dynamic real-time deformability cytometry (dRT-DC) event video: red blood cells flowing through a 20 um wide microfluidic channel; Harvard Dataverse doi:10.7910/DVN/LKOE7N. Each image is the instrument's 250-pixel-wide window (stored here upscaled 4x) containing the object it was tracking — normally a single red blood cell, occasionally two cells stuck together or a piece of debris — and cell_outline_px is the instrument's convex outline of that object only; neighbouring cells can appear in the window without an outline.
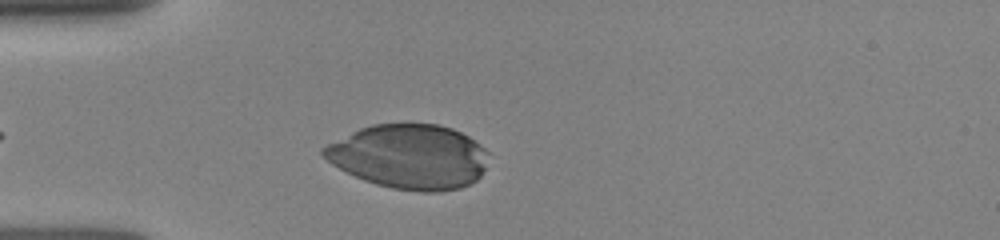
{"species": "human", "species_latin": "Homo sapiens", "temperature_condition": "room temperature", "stored_images_in_passage": 28, "camera_frame_rate_fps": 3000, "um_per_image_px": 0.085, "donor": {"sex": "female"}, "frame": {"image": 1, "passage_image": 4, "time_ms": 1.333, "image_size_px": [1000, 240], "cell_outline_px": [[488, 152], [484, 168], [480, 176], [476, 180], [460, 188], [440, 192], [420, 192], [392, 188], [376, 184], [364, 180], [332, 164], [320, 152], [320, 148], [360, 128], [372, 124], [440, 124], [452, 128], [468, 136], [480, 144]], "centroid_in_image_um": [34.8, 13.31], "position_along_channel_um": 50.2, "area_um2": 61.79}}